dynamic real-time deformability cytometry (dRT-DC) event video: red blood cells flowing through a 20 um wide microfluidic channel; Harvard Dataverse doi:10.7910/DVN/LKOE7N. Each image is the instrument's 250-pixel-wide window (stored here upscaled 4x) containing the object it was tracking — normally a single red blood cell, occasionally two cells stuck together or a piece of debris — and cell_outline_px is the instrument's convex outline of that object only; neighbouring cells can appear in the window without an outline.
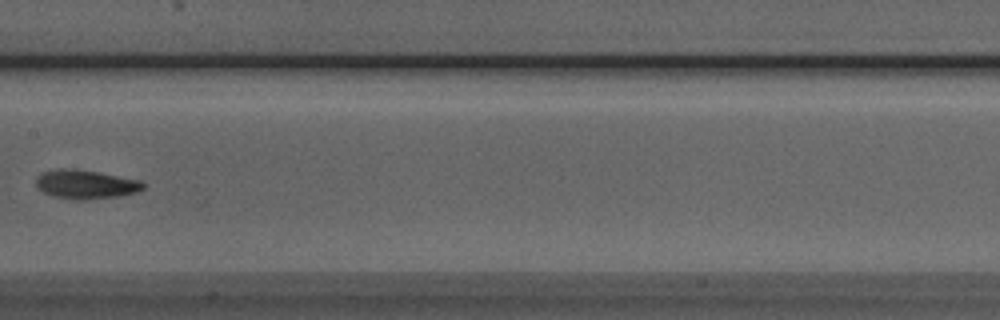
{"species": "Egyptian fruit bat (a non-hibernating species)", "species_latin": "Rousettus aegyptiacus", "temperature_condition": "room temperature", "stored_images_in_passage": 7, "camera_frame_rate_fps": 3000, "um_per_image_px": 0.085, "animal": {"sex": "male"}, "frame": {"image": 1, "passage_image": 6, "time_ms": 6.667, "image_size_px": [1000, 320], "cell_outline_px": [[144, 188], [136, 192], [120, 196], [84, 200], [72, 200], [56, 196], [44, 192], [36, 188], [36, 176], [40, 172], [60, 168], [68, 168], [96, 172], [140, 180], [144, 184]], "centroid_in_image_um": [7.24, 15.67], "position_along_channel_um": 200.2, "area_um2": 18.03}}
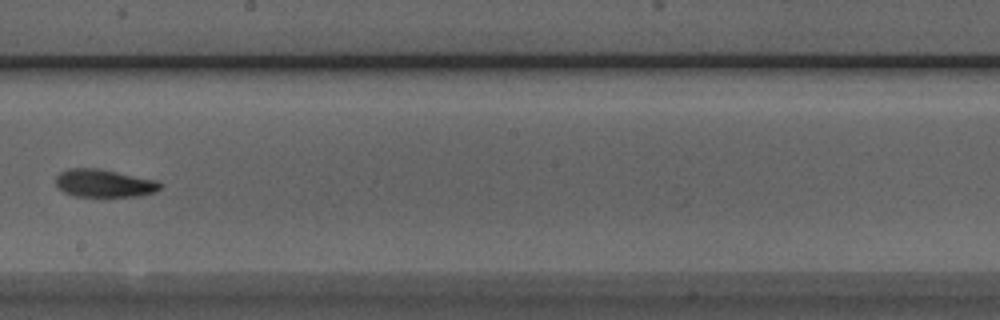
{"frame": {"image": 2, "passage_image": 7, "time_ms": 7.667, "image_size_px": [1000, 320], "cell_outline_px": [[160, 188], [156, 192], [140, 196], [76, 196], [64, 192], [56, 184], [56, 176], [60, 172], [68, 168], [100, 168], [160, 180]], "centroid_in_image_um": [8.89, 15.56], "position_along_channel_um": 239.3, "area_um2": 17.11}}